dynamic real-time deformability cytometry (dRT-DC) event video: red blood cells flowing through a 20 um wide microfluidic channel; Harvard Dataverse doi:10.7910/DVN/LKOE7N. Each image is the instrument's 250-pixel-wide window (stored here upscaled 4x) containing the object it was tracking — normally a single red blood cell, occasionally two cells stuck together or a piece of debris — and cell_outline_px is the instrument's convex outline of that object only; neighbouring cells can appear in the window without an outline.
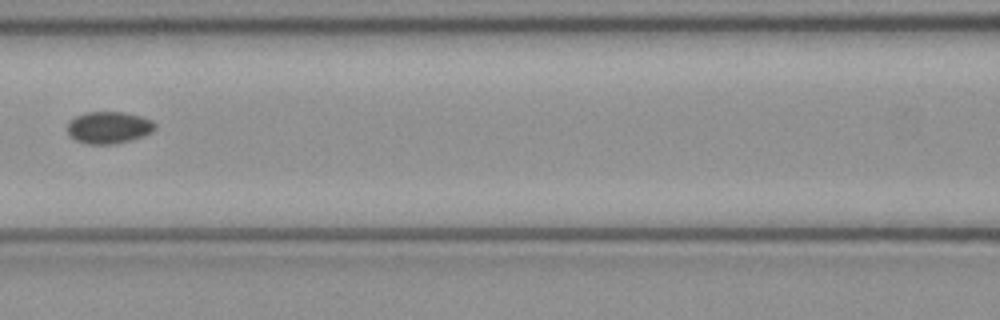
{"species": "common noctule bat (a hibernating species)", "species_latin": "Nyctalus noctula", "temperature_condition": "cold", "stored_images_in_passage": 7, "camera_frame_rate_fps": 3000, "um_per_image_px": 0.085, "animal": {"sex": "female", "body_mass_g": 21.9}, "frame": {"image": 1, "passage_image": 6, "time_ms": 1.667, "image_size_px": [1000, 320], "cell_outline_px": [[156, 128], [152, 132], [132, 140], [112, 144], [88, 144], [76, 140], [68, 136], [68, 124], [76, 116], [84, 112], [124, 112], [140, 116], [152, 120], [156, 124]], "centroid_in_image_um": [9.26, 10.84], "position_along_channel_um": 157.3, "area_um2": 16.36}}
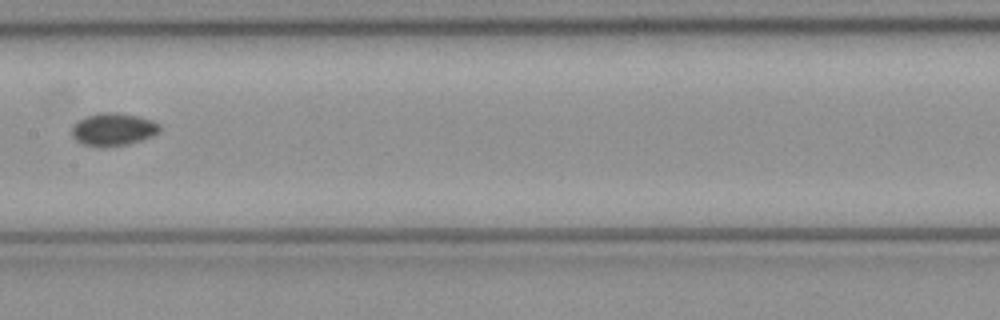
{"frame": {"image": 2, "passage_image": 7, "time_ms": 2.0, "image_size_px": [1000, 320], "cell_outline_px": [[160, 128], [152, 136], [128, 144], [104, 148], [96, 148], [84, 144], [76, 140], [72, 136], [72, 128], [80, 120], [88, 116], [100, 112], [116, 112], [136, 116], [152, 120], [160, 124]], "centroid_in_image_um": [9.61, 11.02], "position_along_channel_um": 197.8, "area_um2": 16.65}}